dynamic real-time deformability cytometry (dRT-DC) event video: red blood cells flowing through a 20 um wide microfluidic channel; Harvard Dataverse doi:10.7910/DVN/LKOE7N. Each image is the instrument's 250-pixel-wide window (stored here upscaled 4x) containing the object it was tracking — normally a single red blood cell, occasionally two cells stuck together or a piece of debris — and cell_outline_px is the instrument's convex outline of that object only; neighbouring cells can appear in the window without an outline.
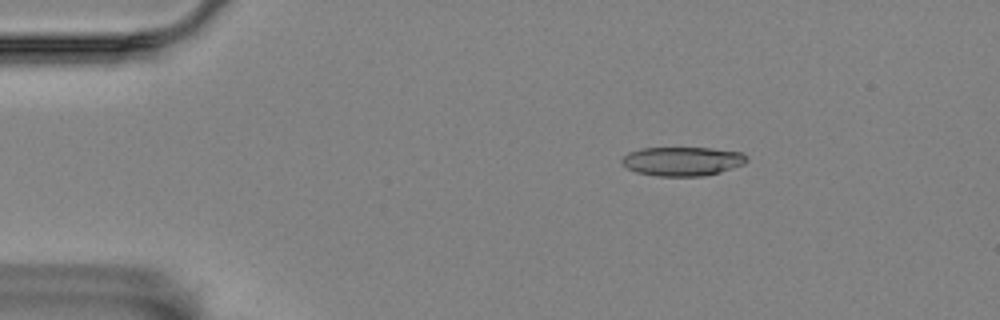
{"species": "Egyptian fruit bat (a non-hibernating species)", "species_latin": "Rousettus aegyptiacus", "temperature_condition": "room temperature", "stored_images_in_passage": 3, "camera_frame_rate_fps": 3000, "um_per_image_px": 0.085, "animal": {"sex": "female"}, "frame": {"image": 1, "passage_image": 1, "time_ms": 0.0, "image_size_px": [1000, 320], "cell_outline_px": [[748, 160], [744, 164], [720, 172], [704, 176], [656, 176], [636, 172], [628, 168], [620, 160], [628, 152], [640, 148], [712, 148], [740, 152], [748, 156]], "centroid_in_image_um": [58.01, 13.7], "position_along_channel_um": 27.0, "area_um2": 21.15}}